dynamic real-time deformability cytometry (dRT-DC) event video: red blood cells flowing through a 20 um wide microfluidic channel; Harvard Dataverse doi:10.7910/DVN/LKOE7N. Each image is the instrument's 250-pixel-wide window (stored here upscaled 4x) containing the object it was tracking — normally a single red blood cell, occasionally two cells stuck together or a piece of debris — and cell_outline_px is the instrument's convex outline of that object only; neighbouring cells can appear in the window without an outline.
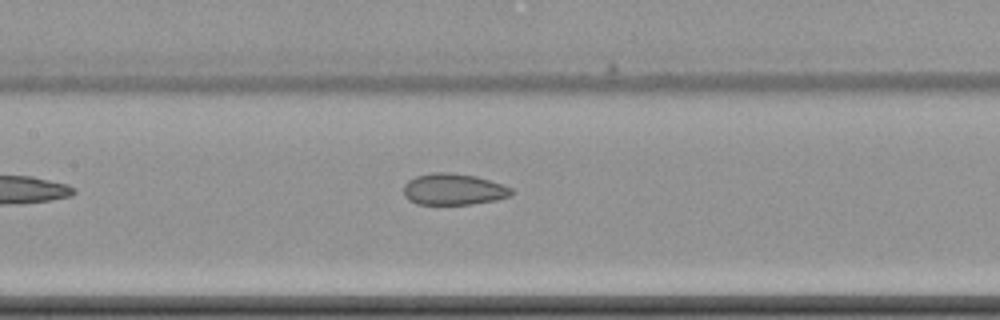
{"species": "common noctule bat (a hibernating species)", "species_latin": "Nyctalus noctula", "temperature_condition": "cold", "stored_images_in_passage": 9, "camera_frame_rate_fps": 3000, "um_per_image_px": 0.085, "animal": {"sex": "female", "body_mass_g": 22.7, "forearm_length_mm": 54.2}, "frame": {"image": 1, "passage_image": 9, "time_ms": 10.0, "image_size_px": [1000, 320], "cell_outline_px": [[516, 192], [512, 196], [496, 200], [472, 204], [416, 204], [408, 200], [404, 196], [404, 184], [408, 180], [416, 176], [436, 172], [448, 172], [476, 176], [512, 188]], "centroid_in_image_um": [38.56, 16.1], "position_along_channel_um": 168.8, "area_um2": 19.83}}